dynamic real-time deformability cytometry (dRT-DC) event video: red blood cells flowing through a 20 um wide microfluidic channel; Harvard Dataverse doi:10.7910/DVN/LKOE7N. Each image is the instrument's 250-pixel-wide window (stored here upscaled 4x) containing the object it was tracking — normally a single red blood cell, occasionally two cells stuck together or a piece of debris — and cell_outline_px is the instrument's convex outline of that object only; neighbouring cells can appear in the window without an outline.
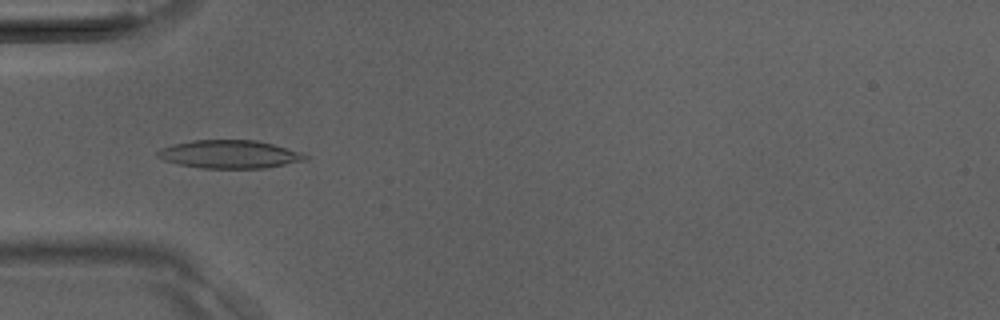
{"species": "Egyptian fruit bat (a non-hibernating species)", "species_latin": "Rousettus aegyptiacus", "temperature_condition": "room temperature", "stored_images_in_passage": 31, "camera_frame_rate_fps": 3000, "um_per_image_px": 0.085, "animal": {"sex": "male"}, "frame": {"image": 1, "passage_image": 4, "time_ms": 1.0, "image_size_px": [1000, 320], "cell_outline_px": [[312, 156], [308, 160], [264, 168], [200, 168], [180, 164], [164, 160], [156, 156], [156, 152], [160, 148], [172, 144], [192, 140], [256, 140], [272, 144], [300, 152]], "centroid_in_image_um": [19.52, 13.11], "position_along_channel_um": 65.5, "area_um2": 24.28}}
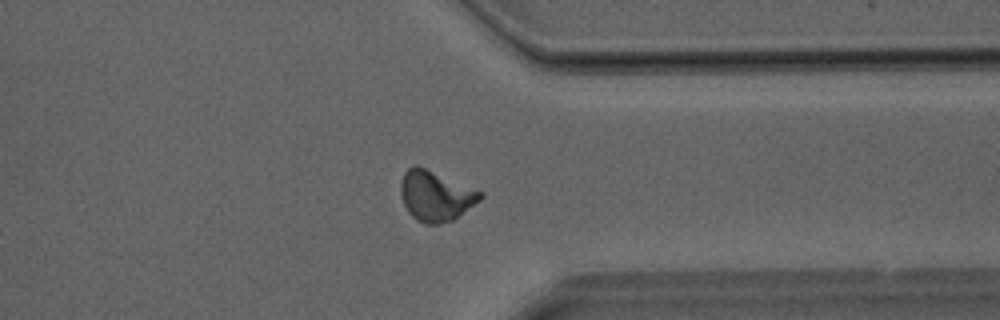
{"frame": {"image": 2, "passage_image": 22, "time_ms": 7.0, "image_size_px": [1000, 320], "cell_outline_px": [[484, 196], [480, 200], [452, 220], [440, 224], [424, 224], [416, 220], [408, 212], [404, 204], [400, 192], [400, 184], [404, 172], [412, 164], [416, 164], [484, 192]], "centroid_in_image_um": [37.01, 16.64], "position_along_channel_um": 374.4, "area_um2": 23.35}}
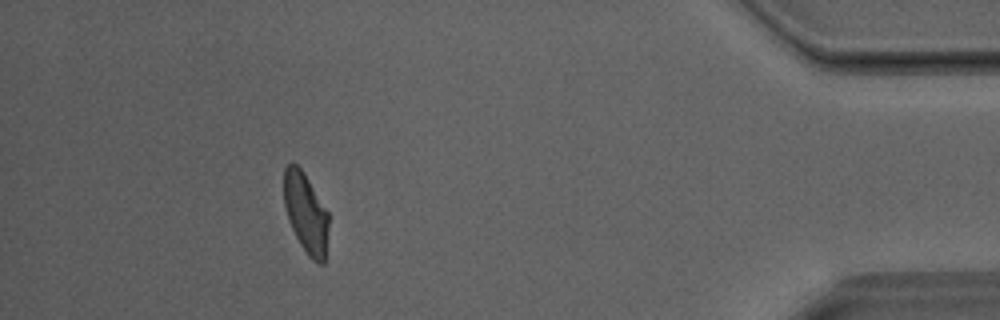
{"frame": {"image": 3, "passage_image": 27, "time_ms": 8.667, "image_size_px": [1000, 320], "cell_outline_px": [[328, 228], [324, 264], [320, 264], [312, 260], [308, 256], [300, 244], [288, 220], [284, 204], [284, 168], [292, 160], [304, 172], [328, 212]], "centroid_in_image_um": [25.98, 18.09], "position_along_channel_um": 409.2, "area_um2": 20.87}}